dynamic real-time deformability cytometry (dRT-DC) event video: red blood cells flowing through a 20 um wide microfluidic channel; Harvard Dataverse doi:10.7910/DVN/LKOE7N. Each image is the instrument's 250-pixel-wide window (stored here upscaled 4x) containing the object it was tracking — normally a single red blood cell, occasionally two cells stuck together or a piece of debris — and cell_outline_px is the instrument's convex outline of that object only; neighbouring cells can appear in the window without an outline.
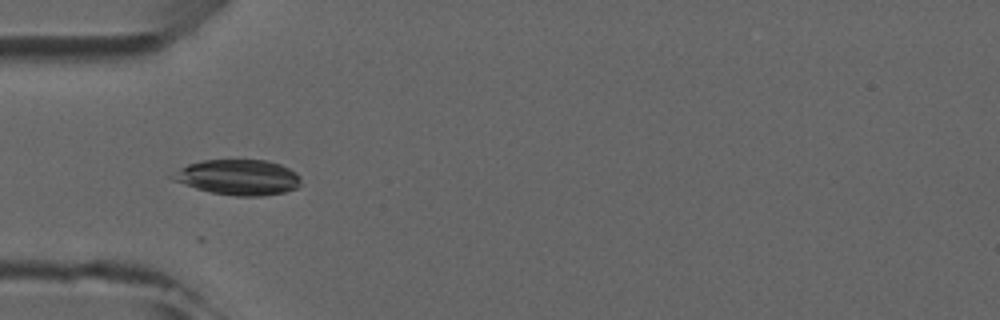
{"species": "common noctule bat (a hibernating species)", "species_latin": "Nyctalus noctula", "temperature_condition": "room temperature", "stored_images_in_passage": 7, "camera_frame_rate_fps": 3000, "um_per_image_px": 0.085, "animal": {"sex": "male", "forearm_length_mm": 52.5}, "frame": {"image": 1, "passage_image": 4, "time_ms": 4.333, "image_size_px": [1000, 320], "cell_outline_px": [[300, 184], [296, 188], [284, 192], [260, 196], [236, 196], [212, 192], [196, 188], [172, 180], [168, 176], [180, 168], [188, 164], [200, 160], [268, 160], [280, 164], [296, 172], [300, 176]], "centroid_in_image_um": [20.23, 15.06], "position_along_channel_um": 64.8, "area_um2": 26.47}}
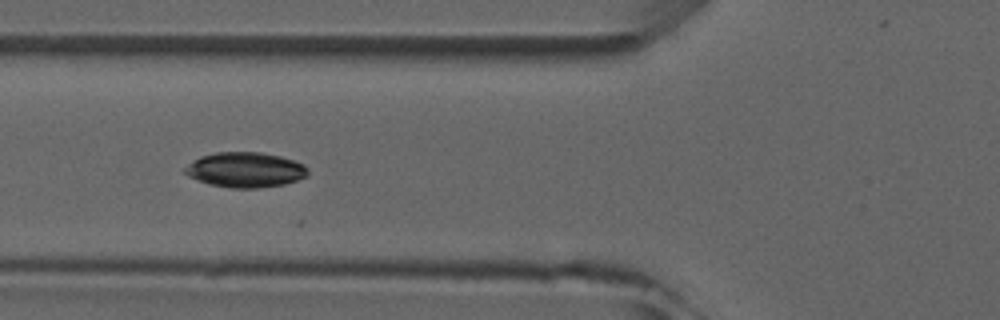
{"frame": {"image": 2, "passage_image": 5, "time_ms": 5.333, "image_size_px": [1000, 320], "cell_outline_px": [[308, 176], [284, 184], [256, 188], [228, 188], [212, 184], [188, 176], [184, 172], [184, 168], [188, 164], [200, 156], [216, 152], [260, 152], [280, 156], [304, 164], [308, 168]], "centroid_in_image_um": [20.86, 14.43], "position_along_channel_um": 104.9, "area_um2": 25.03}}
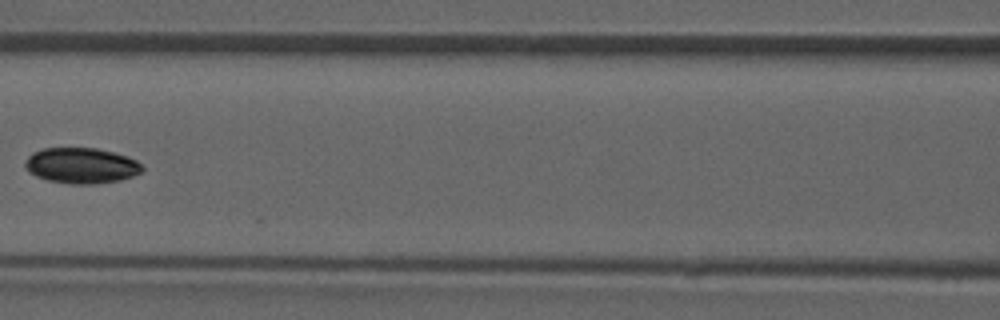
{"frame": {"image": 3, "passage_image": 6, "time_ms": 6.667, "image_size_px": [1000, 320], "cell_outline_px": [[144, 168], [140, 172], [132, 176], [120, 180], [96, 184], [72, 184], [48, 180], [36, 176], [28, 172], [24, 168], [24, 164], [28, 156], [32, 152], [44, 148], [96, 148], [128, 156], [136, 160]], "centroid_in_image_um": [6.89, 14.07], "position_along_channel_um": 159.7, "area_um2": 24.39}}